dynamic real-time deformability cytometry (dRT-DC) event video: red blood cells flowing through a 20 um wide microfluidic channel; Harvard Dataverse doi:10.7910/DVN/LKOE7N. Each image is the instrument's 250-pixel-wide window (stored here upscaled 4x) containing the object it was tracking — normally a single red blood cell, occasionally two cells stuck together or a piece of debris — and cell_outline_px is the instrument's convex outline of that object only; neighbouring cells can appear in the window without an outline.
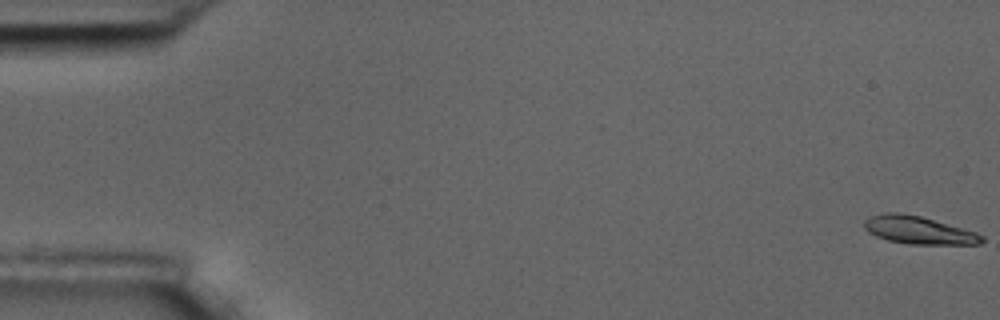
{"species": "common noctule bat (a hibernating species)", "species_latin": "Nyctalus noctula", "temperature_condition": "room temperature", "stored_images_in_passage": 57, "camera_frame_rate_fps": 3000, "um_per_image_px": 0.085, "animal": {"sex": "male", "body_mass_g": 17.5, "forearm_length_mm": 52.3}, "frame": {"image": 1, "passage_image": 1, "time_ms": 0.0, "image_size_px": [1000, 320], "cell_outline_px": [[984, 240], [980, 244], [908, 244], [888, 240], [876, 236], [868, 232], [864, 228], [864, 220], [872, 216], [888, 212], [896, 212], [920, 216], [976, 232], [984, 236]], "centroid_in_image_um": [78.08, 19.57], "position_along_channel_um": 6.9, "area_um2": 18.84}}
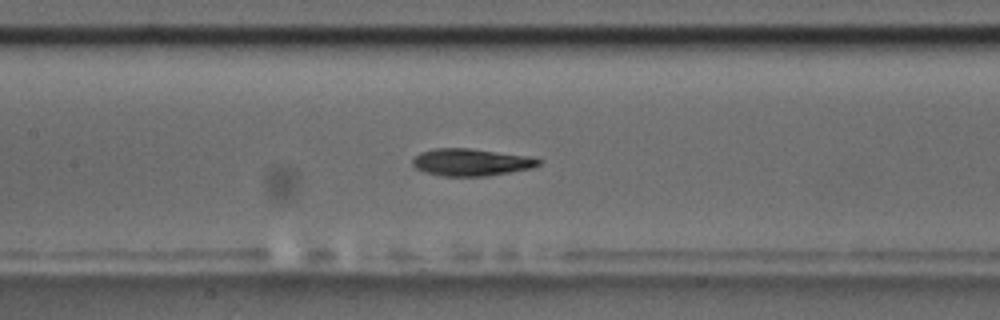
{"frame": {"image": 2, "passage_image": 27, "time_ms": 8.667, "image_size_px": [1000, 320], "cell_outline_px": [[544, 160], [540, 164], [532, 168], [484, 176], [444, 176], [424, 172], [416, 168], [412, 164], [412, 160], [420, 152], [432, 148], [468, 148], [528, 156]], "centroid_in_image_um": [40.03, 13.78], "position_along_channel_um": 167.4, "area_um2": 19.88}}
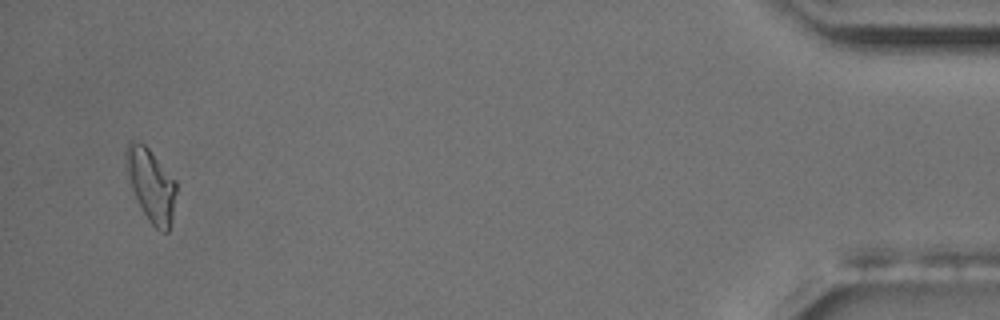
{"frame": {"image": 3, "passage_image": 55, "time_ms": 18.0, "image_size_px": [1000, 320], "cell_outline_px": [[176, 192], [172, 220], [168, 232], [164, 232], [156, 228], [148, 220], [132, 188], [124, 164], [124, 148], [128, 140], [132, 140], [144, 144], [148, 148], [176, 180]], "centroid_in_image_um": [12.82, 15.67], "position_along_channel_um": 422.4, "area_um2": 21.27}, "authors_computed_cell_mechanics": {"area_um2": 19.5942, "velocity_mm_per_s": 3.5856, "shape_relaxation_time_tau1_ms": 4.4202, "shape_relaxation_time_tau2_ms": 4.8274, "deformation_change_tau1": 0.1651, "deformation_change_tau2": 0.0821}}